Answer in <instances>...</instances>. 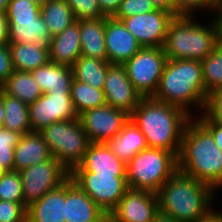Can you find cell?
<instances>
[{"mask_svg": "<svg viewBox=\"0 0 222 222\" xmlns=\"http://www.w3.org/2000/svg\"><path fill=\"white\" fill-rule=\"evenodd\" d=\"M41 16L51 37L61 33L76 22L73 11L65 0H49L42 4Z\"/></svg>", "mask_w": 222, "mask_h": 222, "instance_id": "obj_30", "label": "cell"}, {"mask_svg": "<svg viewBox=\"0 0 222 222\" xmlns=\"http://www.w3.org/2000/svg\"><path fill=\"white\" fill-rule=\"evenodd\" d=\"M26 222H65V182L27 207Z\"/></svg>", "mask_w": 222, "mask_h": 222, "instance_id": "obj_20", "label": "cell"}, {"mask_svg": "<svg viewBox=\"0 0 222 222\" xmlns=\"http://www.w3.org/2000/svg\"><path fill=\"white\" fill-rule=\"evenodd\" d=\"M215 19L218 23L219 40L222 41V7H217L215 10Z\"/></svg>", "mask_w": 222, "mask_h": 222, "instance_id": "obj_48", "label": "cell"}, {"mask_svg": "<svg viewBox=\"0 0 222 222\" xmlns=\"http://www.w3.org/2000/svg\"><path fill=\"white\" fill-rule=\"evenodd\" d=\"M177 169L211 186L222 188V151L212 135L193 117L186 125L177 156Z\"/></svg>", "mask_w": 222, "mask_h": 222, "instance_id": "obj_2", "label": "cell"}, {"mask_svg": "<svg viewBox=\"0 0 222 222\" xmlns=\"http://www.w3.org/2000/svg\"><path fill=\"white\" fill-rule=\"evenodd\" d=\"M217 7H222V0H217Z\"/></svg>", "mask_w": 222, "mask_h": 222, "instance_id": "obj_52", "label": "cell"}, {"mask_svg": "<svg viewBox=\"0 0 222 222\" xmlns=\"http://www.w3.org/2000/svg\"><path fill=\"white\" fill-rule=\"evenodd\" d=\"M80 28L81 55L107 60L105 45L106 17L76 20Z\"/></svg>", "mask_w": 222, "mask_h": 222, "instance_id": "obj_24", "label": "cell"}, {"mask_svg": "<svg viewBox=\"0 0 222 222\" xmlns=\"http://www.w3.org/2000/svg\"><path fill=\"white\" fill-rule=\"evenodd\" d=\"M70 179L108 216L129 189L126 175H98L95 172H70Z\"/></svg>", "mask_w": 222, "mask_h": 222, "instance_id": "obj_9", "label": "cell"}, {"mask_svg": "<svg viewBox=\"0 0 222 222\" xmlns=\"http://www.w3.org/2000/svg\"><path fill=\"white\" fill-rule=\"evenodd\" d=\"M111 64L107 60L80 56L71 66L73 79L103 89L107 69Z\"/></svg>", "mask_w": 222, "mask_h": 222, "instance_id": "obj_28", "label": "cell"}, {"mask_svg": "<svg viewBox=\"0 0 222 222\" xmlns=\"http://www.w3.org/2000/svg\"><path fill=\"white\" fill-rule=\"evenodd\" d=\"M155 222H177L170 215L158 210L155 214Z\"/></svg>", "mask_w": 222, "mask_h": 222, "instance_id": "obj_47", "label": "cell"}, {"mask_svg": "<svg viewBox=\"0 0 222 222\" xmlns=\"http://www.w3.org/2000/svg\"><path fill=\"white\" fill-rule=\"evenodd\" d=\"M4 94L13 96L28 105L35 102L43 93L31 72L14 70L0 86Z\"/></svg>", "mask_w": 222, "mask_h": 222, "instance_id": "obj_27", "label": "cell"}, {"mask_svg": "<svg viewBox=\"0 0 222 222\" xmlns=\"http://www.w3.org/2000/svg\"><path fill=\"white\" fill-rule=\"evenodd\" d=\"M21 134L0 126V171H14V149Z\"/></svg>", "mask_w": 222, "mask_h": 222, "instance_id": "obj_33", "label": "cell"}, {"mask_svg": "<svg viewBox=\"0 0 222 222\" xmlns=\"http://www.w3.org/2000/svg\"><path fill=\"white\" fill-rule=\"evenodd\" d=\"M8 44V21L6 13H0V45Z\"/></svg>", "mask_w": 222, "mask_h": 222, "instance_id": "obj_45", "label": "cell"}, {"mask_svg": "<svg viewBox=\"0 0 222 222\" xmlns=\"http://www.w3.org/2000/svg\"><path fill=\"white\" fill-rule=\"evenodd\" d=\"M195 20V16L187 15L175 16L171 20L163 45L167 59L202 61L215 49L220 41L215 17L208 25Z\"/></svg>", "mask_w": 222, "mask_h": 222, "instance_id": "obj_5", "label": "cell"}, {"mask_svg": "<svg viewBox=\"0 0 222 222\" xmlns=\"http://www.w3.org/2000/svg\"><path fill=\"white\" fill-rule=\"evenodd\" d=\"M0 97L3 100L5 108L2 127L21 135L32 132L30 127L29 105L13 96L4 94L1 90Z\"/></svg>", "mask_w": 222, "mask_h": 222, "instance_id": "obj_29", "label": "cell"}, {"mask_svg": "<svg viewBox=\"0 0 222 222\" xmlns=\"http://www.w3.org/2000/svg\"><path fill=\"white\" fill-rule=\"evenodd\" d=\"M31 73L42 93H71L73 73L70 66L49 61Z\"/></svg>", "mask_w": 222, "mask_h": 222, "instance_id": "obj_23", "label": "cell"}, {"mask_svg": "<svg viewBox=\"0 0 222 222\" xmlns=\"http://www.w3.org/2000/svg\"><path fill=\"white\" fill-rule=\"evenodd\" d=\"M41 6L31 0H10L6 10V18L39 17Z\"/></svg>", "mask_w": 222, "mask_h": 222, "instance_id": "obj_38", "label": "cell"}, {"mask_svg": "<svg viewBox=\"0 0 222 222\" xmlns=\"http://www.w3.org/2000/svg\"><path fill=\"white\" fill-rule=\"evenodd\" d=\"M196 120H211L222 125V86L214 89L206 97V102L200 116L195 114Z\"/></svg>", "mask_w": 222, "mask_h": 222, "instance_id": "obj_35", "label": "cell"}, {"mask_svg": "<svg viewBox=\"0 0 222 222\" xmlns=\"http://www.w3.org/2000/svg\"><path fill=\"white\" fill-rule=\"evenodd\" d=\"M106 145L126 164L140 151L148 148L145 136L131 119Z\"/></svg>", "mask_w": 222, "mask_h": 222, "instance_id": "obj_25", "label": "cell"}, {"mask_svg": "<svg viewBox=\"0 0 222 222\" xmlns=\"http://www.w3.org/2000/svg\"><path fill=\"white\" fill-rule=\"evenodd\" d=\"M174 16L167 11H154L122 18L121 21L142 47H163L167 28Z\"/></svg>", "mask_w": 222, "mask_h": 222, "instance_id": "obj_13", "label": "cell"}, {"mask_svg": "<svg viewBox=\"0 0 222 222\" xmlns=\"http://www.w3.org/2000/svg\"><path fill=\"white\" fill-rule=\"evenodd\" d=\"M38 133L47 144L52 157L69 171L81 162L90 145L79 119L52 123Z\"/></svg>", "mask_w": 222, "mask_h": 222, "instance_id": "obj_7", "label": "cell"}, {"mask_svg": "<svg viewBox=\"0 0 222 222\" xmlns=\"http://www.w3.org/2000/svg\"><path fill=\"white\" fill-rule=\"evenodd\" d=\"M81 56L79 23L76 21L61 33L53 36L49 43L50 62L72 66Z\"/></svg>", "mask_w": 222, "mask_h": 222, "instance_id": "obj_21", "label": "cell"}, {"mask_svg": "<svg viewBox=\"0 0 222 222\" xmlns=\"http://www.w3.org/2000/svg\"><path fill=\"white\" fill-rule=\"evenodd\" d=\"M193 117L184 109L142 97L130 119L145 136L149 148L164 149L178 156L187 123Z\"/></svg>", "mask_w": 222, "mask_h": 222, "instance_id": "obj_1", "label": "cell"}, {"mask_svg": "<svg viewBox=\"0 0 222 222\" xmlns=\"http://www.w3.org/2000/svg\"><path fill=\"white\" fill-rule=\"evenodd\" d=\"M203 81L207 94L222 86V41L210 55L201 61Z\"/></svg>", "mask_w": 222, "mask_h": 222, "instance_id": "obj_32", "label": "cell"}, {"mask_svg": "<svg viewBox=\"0 0 222 222\" xmlns=\"http://www.w3.org/2000/svg\"><path fill=\"white\" fill-rule=\"evenodd\" d=\"M198 222H222V211L214 210L208 217L199 220Z\"/></svg>", "mask_w": 222, "mask_h": 222, "instance_id": "obj_46", "label": "cell"}, {"mask_svg": "<svg viewBox=\"0 0 222 222\" xmlns=\"http://www.w3.org/2000/svg\"><path fill=\"white\" fill-rule=\"evenodd\" d=\"M154 10L155 7L149 0H122L118 10L112 17L121 20L122 18L148 13Z\"/></svg>", "mask_w": 222, "mask_h": 222, "instance_id": "obj_39", "label": "cell"}, {"mask_svg": "<svg viewBox=\"0 0 222 222\" xmlns=\"http://www.w3.org/2000/svg\"><path fill=\"white\" fill-rule=\"evenodd\" d=\"M70 172L126 175V163L116 156L106 143H90L81 162Z\"/></svg>", "mask_w": 222, "mask_h": 222, "instance_id": "obj_18", "label": "cell"}, {"mask_svg": "<svg viewBox=\"0 0 222 222\" xmlns=\"http://www.w3.org/2000/svg\"><path fill=\"white\" fill-rule=\"evenodd\" d=\"M177 170V157L172 152L148 147L126 164L127 184L156 194Z\"/></svg>", "mask_w": 222, "mask_h": 222, "instance_id": "obj_6", "label": "cell"}, {"mask_svg": "<svg viewBox=\"0 0 222 222\" xmlns=\"http://www.w3.org/2000/svg\"><path fill=\"white\" fill-rule=\"evenodd\" d=\"M175 6V16H194L195 13L206 11L215 13L217 0H173ZM199 11V12H198Z\"/></svg>", "mask_w": 222, "mask_h": 222, "instance_id": "obj_37", "label": "cell"}, {"mask_svg": "<svg viewBox=\"0 0 222 222\" xmlns=\"http://www.w3.org/2000/svg\"><path fill=\"white\" fill-rule=\"evenodd\" d=\"M18 172L22 180L26 207L40 200L47 192L58 188L70 178V171L54 157Z\"/></svg>", "mask_w": 222, "mask_h": 222, "instance_id": "obj_10", "label": "cell"}, {"mask_svg": "<svg viewBox=\"0 0 222 222\" xmlns=\"http://www.w3.org/2000/svg\"><path fill=\"white\" fill-rule=\"evenodd\" d=\"M8 43H31L49 47L51 35L43 17L7 18Z\"/></svg>", "mask_w": 222, "mask_h": 222, "instance_id": "obj_19", "label": "cell"}, {"mask_svg": "<svg viewBox=\"0 0 222 222\" xmlns=\"http://www.w3.org/2000/svg\"><path fill=\"white\" fill-rule=\"evenodd\" d=\"M207 95L201 61L167 59L153 98L178 106L194 117L190 110L195 107L202 113Z\"/></svg>", "mask_w": 222, "mask_h": 222, "instance_id": "obj_4", "label": "cell"}, {"mask_svg": "<svg viewBox=\"0 0 222 222\" xmlns=\"http://www.w3.org/2000/svg\"><path fill=\"white\" fill-rule=\"evenodd\" d=\"M30 127L38 132L52 123L78 119L71 93H43L29 104Z\"/></svg>", "mask_w": 222, "mask_h": 222, "instance_id": "obj_12", "label": "cell"}, {"mask_svg": "<svg viewBox=\"0 0 222 222\" xmlns=\"http://www.w3.org/2000/svg\"><path fill=\"white\" fill-rule=\"evenodd\" d=\"M24 202L0 200V222H26Z\"/></svg>", "mask_w": 222, "mask_h": 222, "instance_id": "obj_40", "label": "cell"}, {"mask_svg": "<svg viewBox=\"0 0 222 222\" xmlns=\"http://www.w3.org/2000/svg\"><path fill=\"white\" fill-rule=\"evenodd\" d=\"M71 98L78 116L87 110L106 104L103 89L92 87L75 79L71 84Z\"/></svg>", "mask_w": 222, "mask_h": 222, "instance_id": "obj_31", "label": "cell"}, {"mask_svg": "<svg viewBox=\"0 0 222 222\" xmlns=\"http://www.w3.org/2000/svg\"><path fill=\"white\" fill-rule=\"evenodd\" d=\"M213 137L215 144L222 151V125L211 120H197Z\"/></svg>", "mask_w": 222, "mask_h": 222, "instance_id": "obj_42", "label": "cell"}, {"mask_svg": "<svg viewBox=\"0 0 222 222\" xmlns=\"http://www.w3.org/2000/svg\"><path fill=\"white\" fill-rule=\"evenodd\" d=\"M100 10L108 17H112L118 10L122 0H97Z\"/></svg>", "mask_w": 222, "mask_h": 222, "instance_id": "obj_43", "label": "cell"}, {"mask_svg": "<svg viewBox=\"0 0 222 222\" xmlns=\"http://www.w3.org/2000/svg\"><path fill=\"white\" fill-rule=\"evenodd\" d=\"M13 71L9 45L2 44L0 45V86L7 80Z\"/></svg>", "mask_w": 222, "mask_h": 222, "instance_id": "obj_41", "label": "cell"}, {"mask_svg": "<svg viewBox=\"0 0 222 222\" xmlns=\"http://www.w3.org/2000/svg\"><path fill=\"white\" fill-rule=\"evenodd\" d=\"M31 1L37 3V4H39L41 6L42 4L47 3L49 0H31Z\"/></svg>", "mask_w": 222, "mask_h": 222, "instance_id": "obj_51", "label": "cell"}, {"mask_svg": "<svg viewBox=\"0 0 222 222\" xmlns=\"http://www.w3.org/2000/svg\"><path fill=\"white\" fill-rule=\"evenodd\" d=\"M51 158L52 154L38 132L24 134L14 149V171L43 163Z\"/></svg>", "mask_w": 222, "mask_h": 222, "instance_id": "obj_22", "label": "cell"}, {"mask_svg": "<svg viewBox=\"0 0 222 222\" xmlns=\"http://www.w3.org/2000/svg\"><path fill=\"white\" fill-rule=\"evenodd\" d=\"M65 222H108V215L70 178L65 182Z\"/></svg>", "mask_w": 222, "mask_h": 222, "instance_id": "obj_17", "label": "cell"}, {"mask_svg": "<svg viewBox=\"0 0 222 222\" xmlns=\"http://www.w3.org/2000/svg\"><path fill=\"white\" fill-rule=\"evenodd\" d=\"M5 108L3 105V100L0 97V126H2L3 122H4V116H5Z\"/></svg>", "mask_w": 222, "mask_h": 222, "instance_id": "obj_49", "label": "cell"}, {"mask_svg": "<svg viewBox=\"0 0 222 222\" xmlns=\"http://www.w3.org/2000/svg\"><path fill=\"white\" fill-rule=\"evenodd\" d=\"M14 70L31 72L47 64L49 47H40L31 43H8Z\"/></svg>", "mask_w": 222, "mask_h": 222, "instance_id": "obj_26", "label": "cell"}, {"mask_svg": "<svg viewBox=\"0 0 222 222\" xmlns=\"http://www.w3.org/2000/svg\"><path fill=\"white\" fill-rule=\"evenodd\" d=\"M166 61L163 47H142L124 64L129 80L142 97H153Z\"/></svg>", "mask_w": 222, "mask_h": 222, "instance_id": "obj_8", "label": "cell"}, {"mask_svg": "<svg viewBox=\"0 0 222 222\" xmlns=\"http://www.w3.org/2000/svg\"><path fill=\"white\" fill-rule=\"evenodd\" d=\"M158 211V198L153 192L129 188L108 222H153Z\"/></svg>", "mask_w": 222, "mask_h": 222, "instance_id": "obj_14", "label": "cell"}, {"mask_svg": "<svg viewBox=\"0 0 222 222\" xmlns=\"http://www.w3.org/2000/svg\"><path fill=\"white\" fill-rule=\"evenodd\" d=\"M9 1L10 0H0V13H6Z\"/></svg>", "mask_w": 222, "mask_h": 222, "instance_id": "obj_50", "label": "cell"}, {"mask_svg": "<svg viewBox=\"0 0 222 222\" xmlns=\"http://www.w3.org/2000/svg\"><path fill=\"white\" fill-rule=\"evenodd\" d=\"M106 104L131 114L142 96L129 80L124 65L111 64L107 69L103 87Z\"/></svg>", "mask_w": 222, "mask_h": 222, "instance_id": "obj_15", "label": "cell"}, {"mask_svg": "<svg viewBox=\"0 0 222 222\" xmlns=\"http://www.w3.org/2000/svg\"><path fill=\"white\" fill-rule=\"evenodd\" d=\"M78 119L90 143H106L122 130L130 114L105 104L85 111Z\"/></svg>", "mask_w": 222, "mask_h": 222, "instance_id": "obj_11", "label": "cell"}, {"mask_svg": "<svg viewBox=\"0 0 222 222\" xmlns=\"http://www.w3.org/2000/svg\"><path fill=\"white\" fill-rule=\"evenodd\" d=\"M155 9L170 12L175 17V6L173 0H149Z\"/></svg>", "mask_w": 222, "mask_h": 222, "instance_id": "obj_44", "label": "cell"}, {"mask_svg": "<svg viewBox=\"0 0 222 222\" xmlns=\"http://www.w3.org/2000/svg\"><path fill=\"white\" fill-rule=\"evenodd\" d=\"M0 200L24 202L23 185L18 171L0 173Z\"/></svg>", "mask_w": 222, "mask_h": 222, "instance_id": "obj_34", "label": "cell"}, {"mask_svg": "<svg viewBox=\"0 0 222 222\" xmlns=\"http://www.w3.org/2000/svg\"><path fill=\"white\" fill-rule=\"evenodd\" d=\"M215 192L208 184L177 170L156 193L158 210L177 222H198L214 211Z\"/></svg>", "mask_w": 222, "mask_h": 222, "instance_id": "obj_3", "label": "cell"}, {"mask_svg": "<svg viewBox=\"0 0 222 222\" xmlns=\"http://www.w3.org/2000/svg\"><path fill=\"white\" fill-rule=\"evenodd\" d=\"M71 7L76 20L106 17L97 0H65Z\"/></svg>", "mask_w": 222, "mask_h": 222, "instance_id": "obj_36", "label": "cell"}, {"mask_svg": "<svg viewBox=\"0 0 222 222\" xmlns=\"http://www.w3.org/2000/svg\"><path fill=\"white\" fill-rule=\"evenodd\" d=\"M105 45L107 61L118 65H124L142 48L121 20L108 16L105 21Z\"/></svg>", "mask_w": 222, "mask_h": 222, "instance_id": "obj_16", "label": "cell"}]
</instances>
